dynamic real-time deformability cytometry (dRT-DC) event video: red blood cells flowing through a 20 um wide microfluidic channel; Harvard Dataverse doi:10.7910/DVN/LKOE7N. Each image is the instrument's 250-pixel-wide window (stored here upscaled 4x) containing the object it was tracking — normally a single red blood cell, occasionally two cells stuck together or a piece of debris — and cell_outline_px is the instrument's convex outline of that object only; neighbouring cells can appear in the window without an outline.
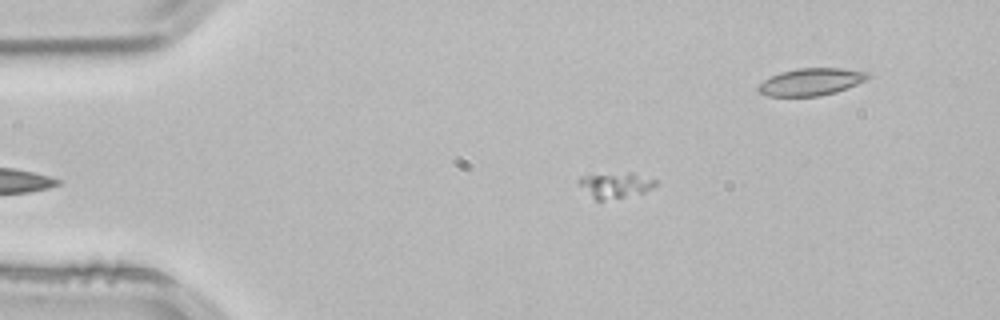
{"species": "common noctule bat (a hibernating species)", "species_latin": "Nyctalus noctula", "temperature_condition": "room temperature", "stored_images_in_passage": 38, "camera_frame_rate_fps": 3000, "um_per_image_px": 0.085, "animal": {"sex": "male", "body_mass_g": 21.5, "forearm_length_mm": 52.0}, "frame": {"image": 1, "passage_image": 2, "time_ms": 0.333, "image_size_px": [1000, 320], "cell_outline_px": [[656, 184], [652, 188], [644, 192], [604, 200], [596, 200], [576, 180], [580, 176], [628, 172], [632, 172], [656, 180]], "centroid_in_image_um": [52.32, 15.71], "position_along_channel_um": 32.7, "area_um2": 11.04}}
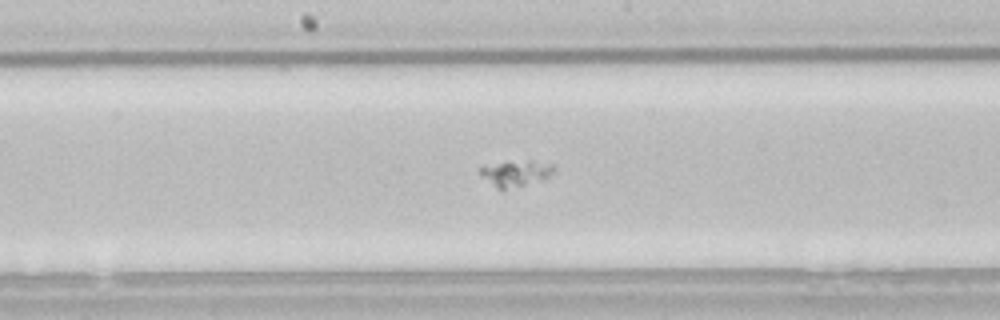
{"frame": {"image": 2, "passage_image": 19, "time_ms": 6.0, "image_size_px": [1000, 320], "cell_outline_px": [[556, 172], [548, 176], [524, 184], [504, 188], [496, 188], [480, 172], [480, 168], [500, 164], [532, 160], [552, 164], [556, 168]], "centroid_in_image_um": [43.94, 14.71], "position_along_channel_um": 204.3, "area_um2": 10.17}}
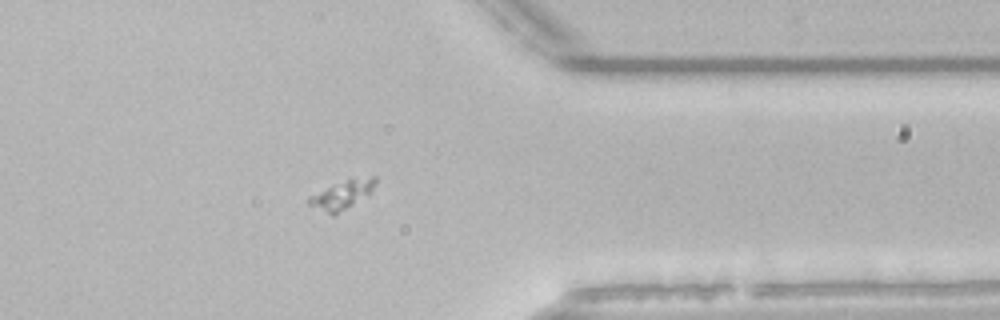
{"frame": {"image": 3, "passage_image": 34, "time_ms": 11.0, "image_size_px": [1000, 320], "cell_outline_px": [[376, 184], [368, 192], [352, 204], [332, 216], [308, 204], [308, 196], [348, 180], [372, 176], [376, 176]], "centroid_in_image_um": [29.03, 16.57], "position_along_channel_um": 382.4, "area_um2": 10.23}}